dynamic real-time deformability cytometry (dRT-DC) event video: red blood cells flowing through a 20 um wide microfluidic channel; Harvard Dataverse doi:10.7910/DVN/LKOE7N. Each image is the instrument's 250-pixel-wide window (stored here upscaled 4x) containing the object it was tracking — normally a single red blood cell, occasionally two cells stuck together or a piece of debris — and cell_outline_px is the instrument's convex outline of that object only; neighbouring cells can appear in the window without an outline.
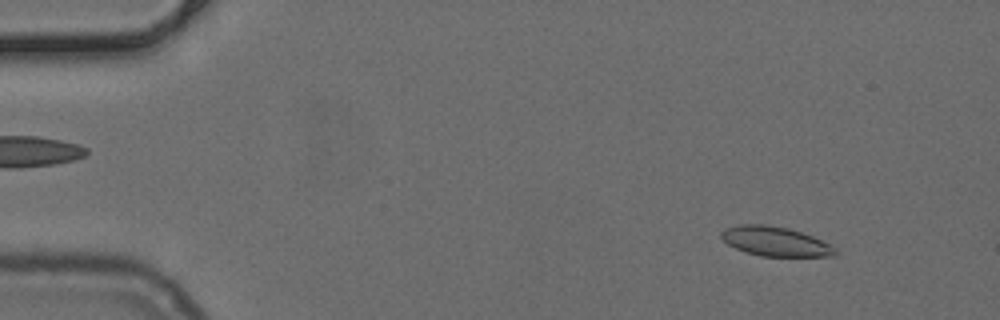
{"species": "common noctule bat (a hibernating species)", "species_latin": "Nyctalus noctula", "temperature_condition": "cold", "stored_images_in_passage": 51, "camera_frame_rate_fps": 3000, "um_per_image_px": 0.085, "animal": {"sex": "female", "body_mass_g": 24.6, "forearm_length_mm": 56.2}, "frame": {"image": 1, "passage_image": 5, "time_ms": 1.333, "image_size_px": [1000, 320], "cell_outline_px": [[836, 256], [760, 256], [736, 248], [728, 244], [720, 236], [720, 232], [724, 228], [740, 224], [764, 224], [788, 228], [812, 236], [836, 248]], "centroid_in_image_um": [65.87, 20.51], "position_along_channel_um": 19.1, "area_um2": 19.36}}
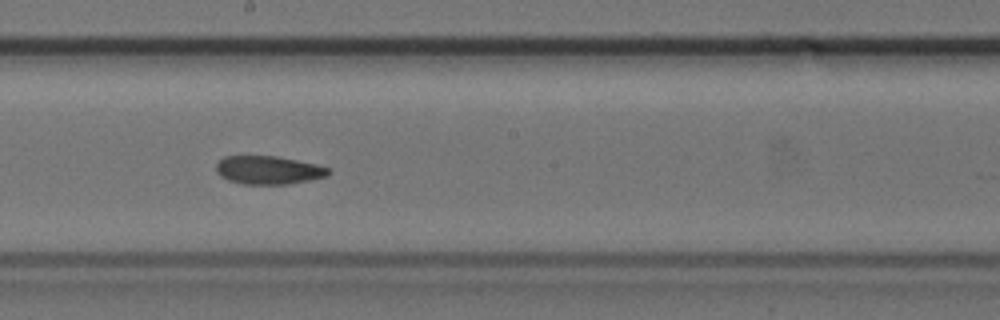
{"frame": {"image": 2, "passage_image": 28, "time_ms": 9.0, "image_size_px": [1000, 320], "cell_outline_px": [[332, 172], [328, 176], [288, 184], [244, 184], [228, 180], [220, 176], [216, 172], [216, 164], [224, 156], [276, 156], [316, 164], [328, 168]], "centroid_in_image_um": [22.81, 14.46], "position_along_channel_um": 225.4, "area_um2": 18.5}}
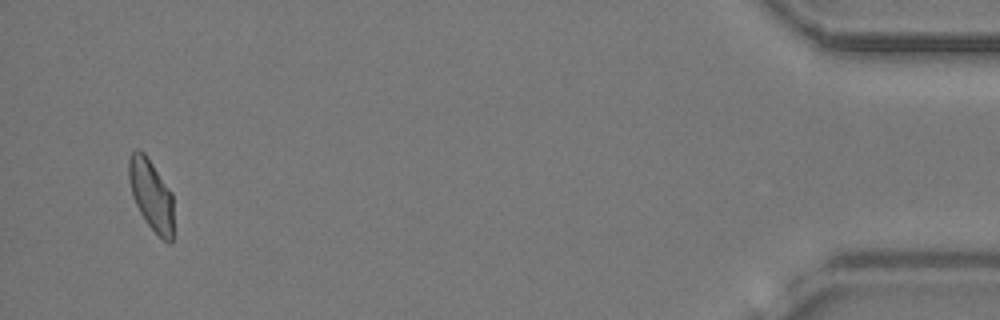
{"frame": {"image": 3, "passage_image": 49, "time_ms": 16.0, "image_size_px": [1000, 320], "cell_outline_px": [[172, 244], [168, 244], [148, 224], [140, 212], [132, 196], [128, 180], [128, 160], [132, 152], [136, 148], [140, 148], [144, 152], [172, 192]], "centroid_in_image_um": [12.83, 16.52], "position_along_channel_um": 422.4, "area_um2": 18.44}}